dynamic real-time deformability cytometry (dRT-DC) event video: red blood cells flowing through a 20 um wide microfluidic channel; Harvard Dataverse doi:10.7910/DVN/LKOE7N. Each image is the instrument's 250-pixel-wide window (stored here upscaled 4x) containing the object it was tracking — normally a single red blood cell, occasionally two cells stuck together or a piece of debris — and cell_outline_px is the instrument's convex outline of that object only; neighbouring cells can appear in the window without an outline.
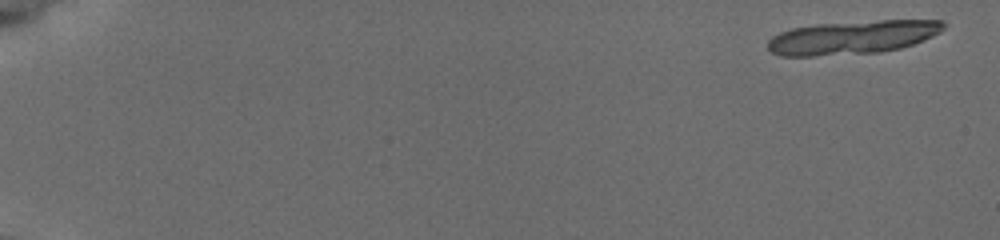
{"species": "common noctule bat (a hibernating species)", "species_latin": "Nyctalus noctula", "temperature_condition": "cold", "stored_images_in_passage": 4, "camera_frame_rate_fps": 3000, "um_per_image_px": 0.085, "animal": {"sex": "female", "body_mass_g": 19.5, "forearm_length_mm": 54.1}, "frame": {"image": 1, "passage_image": 1, "time_ms": 0.0, "image_size_px": [1000, 240], "cell_outline_px": [[948, 24], [940, 32], [924, 40], [900, 48], [880, 52], [812, 56], [780, 56], [772, 52], [768, 48], [768, 40], [772, 36], [780, 32], [792, 28], [816, 24], [880, 20], [944, 20]], "centroid_in_image_um": [72.48, 3.17], "position_along_channel_um": 12.5, "area_um2": 34.45}}